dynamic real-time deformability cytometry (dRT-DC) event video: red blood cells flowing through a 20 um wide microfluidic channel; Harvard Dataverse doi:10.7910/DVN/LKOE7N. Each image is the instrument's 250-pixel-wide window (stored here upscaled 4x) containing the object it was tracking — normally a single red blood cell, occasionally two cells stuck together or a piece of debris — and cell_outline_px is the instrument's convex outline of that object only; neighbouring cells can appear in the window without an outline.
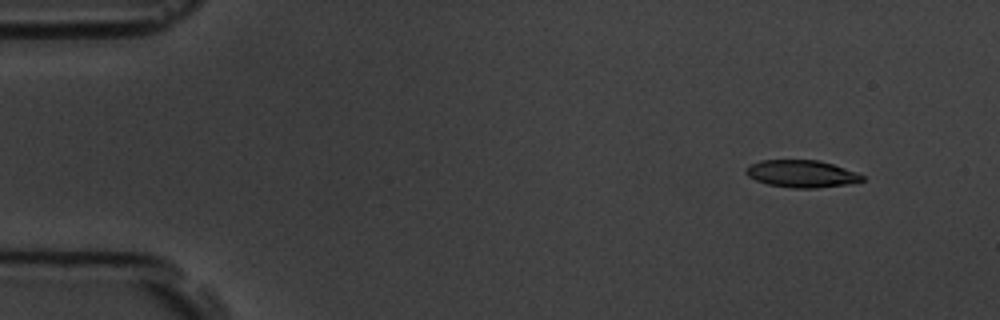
{"species": "common noctule bat (a hibernating species)", "species_latin": "Nyctalus noctula", "temperature_condition": "room temperature", "stored_images_in_passage": 3, "camera_frame_rate_fps": 3000, "um_per_image_px": 0.085, "animal": {"sex": "male", "body_mass_g": 19.5, "forearm_length_mm": 54.6}, "frame": {"image": 1, "passage_image": 1, "time_ms": 0.0, "image_size_px": [1000, 320], "cell_outline_px": [[864, 180], [848, 184], [816, 188], [792, 188], [768, 184], [756, 180], [748, 176], [744, 172], [744, 168], [760, 160], [820, 160], [860, 172], [864, 176]], "centroid_in_image_um": [68.16, 14.76], "position_along_channel_um": 16.8, "area_um2": 18.67}}